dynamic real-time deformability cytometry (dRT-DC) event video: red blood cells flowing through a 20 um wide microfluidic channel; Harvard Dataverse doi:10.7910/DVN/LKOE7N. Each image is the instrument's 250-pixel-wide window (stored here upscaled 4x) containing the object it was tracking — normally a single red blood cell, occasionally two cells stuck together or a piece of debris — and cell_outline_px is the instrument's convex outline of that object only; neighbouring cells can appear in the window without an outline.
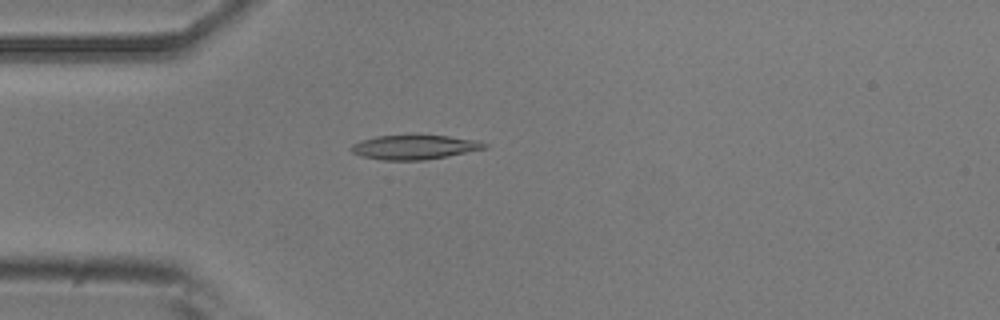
{"species": "common noctule bat (a hibernating species)", "species_latin": "Nyctalus noctula", "temperature_condition": "room temperature", "stored_images_in_passage": 48, "camera_frame_rate_fps": 3000, "um_per_image_px": 0.085, "animal": {"sex": "male", "body_mass_g": 20.5, "forearm_length_mm": 52.5}, "frame": {"image": 1, "passage_image": 10, "time_ms": 3.0, "image_size_px": [1000, 320], "cell_outline_px": [[488, 148], [448, 156], [424, 160], [380, 160], [360, 156], [352, 152], [348, 148], [352, 144], [360, 140], [376, 136], [448, 136], [480, 140], [488, 144]], "centroid_in_image_um": [35.23, 12.52], "position_along_channel_um": 49.8, "area_um2": 19.02}}
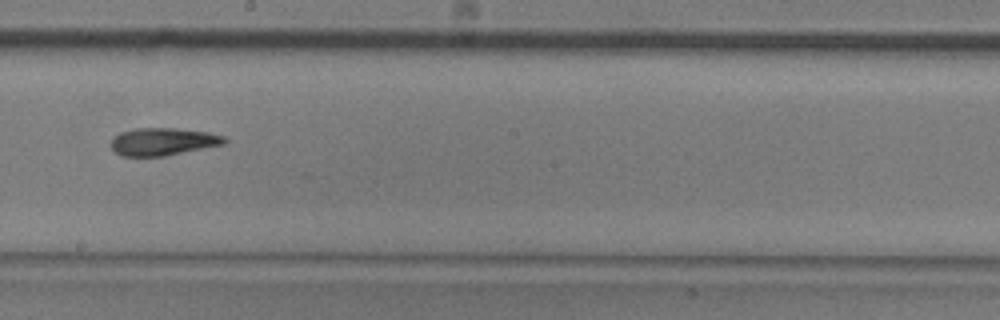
{"frame": {"image": 2, "passage_image": 25, "time_ms": 8.0, "image_size_px": [1000, 320], "cell_outline_px": [[228, 140], [224, 144], [164, 156], [120, 156], [112, 148], [112, 136], [120, 132], [136, 128], [176, 128], [208, 132], [224, 136]], "centroid_in_image_um": [13.84, 12.03], "position_along_channel_um": 234.4, "area_um2": 18.21}}
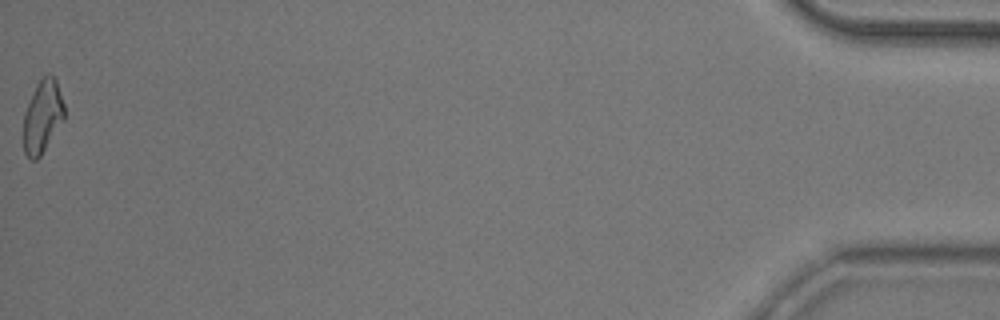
{"frame": {"image": 3, "passage_image": 48, "time_ms": 15.667, "image_size_px": [1000, 320], "cell_outline_px": [[64, 120], [40, 156], [36, 160], [32, 160], [24, 152], [24, 112], [36, 84], [48, 72], [56, 80], [64, 104]], "centroid_in_image_um": [3.62, 9.89], "position_along_channel_um": 431.6, "area_um2": 17.17}, "authors_computed_cell_mechanics": {"area_um2": 18.2359, "velocity_mm_per_s": 3.8862, "shape_relaxation_time_tau1_ms": 5.1323, "shape_relaxation_time_tau2_ms": 5.7264, "deformation_change_tau1": 0.1638, "deformation_change_tau2": 0.1525}}